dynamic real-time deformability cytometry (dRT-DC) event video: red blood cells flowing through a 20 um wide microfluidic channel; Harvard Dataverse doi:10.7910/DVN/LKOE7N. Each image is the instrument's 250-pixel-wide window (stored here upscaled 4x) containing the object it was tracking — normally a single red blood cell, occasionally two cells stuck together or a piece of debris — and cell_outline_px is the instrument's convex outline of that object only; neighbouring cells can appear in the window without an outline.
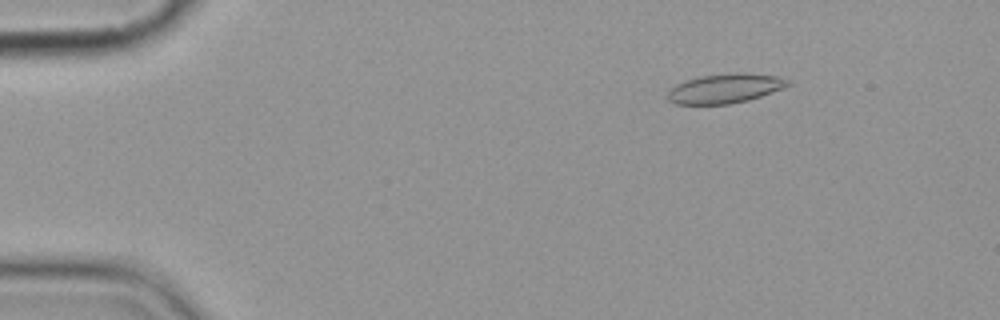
{"species": "common noctule bat (a hibernating species)", "species_latin": "Nyctalus noctula", "temperature_condition": "cold", "stored_images_in_passage": 5, "camera_frame_rate_fps": 3000, "um_per_image_px": 0.085, "animal": {"sex": "female", "body_mass_g": 19.9}, "frame": {"image": 1, "passage_image": 2, "time_ms": 2.0, "image_size_px": [1000, 320], "cell_outline_px": [[792, 84], [784, 88], [748, 100], [728, 104], [676, 104], [668, 100], [668, 92], [676, 84], [684, 80], [700, 76], [740, 72], [744, 72], [776, 76], [792, 80]], "centroid_in_image_um": [61.66, 7.51], "position_along_channel_um": 23.3, "area_um2": 20.69}}
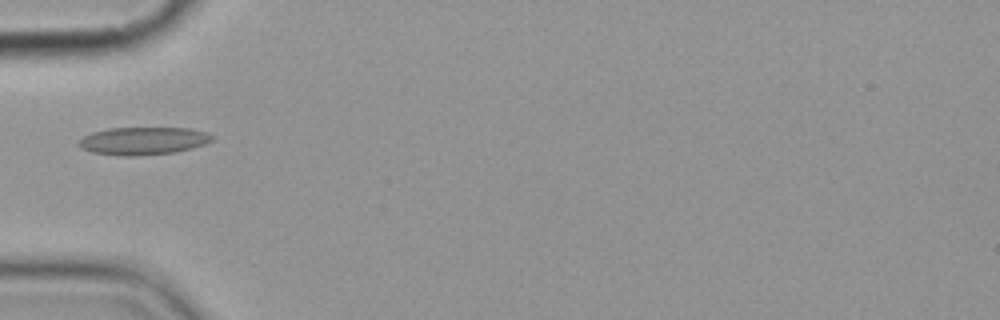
{"frame": {"image": 2, "passage_image": 5, "time_ms": 5.667, "image_size_px": [1000, 320], "cell_outline_px": [[212, 140], [204, 144], [176, 152], [132, 156], [120, 156], [92, 152], [80, 148], [76, 144], [84, 136], [92, 132], [108, 128], [188, 128], [208, 132], [212, 136]], "centroid_in_image_um": [12.13, 11.97], "position_along_channel_um": 72.9, "area_um2": 21.5}}